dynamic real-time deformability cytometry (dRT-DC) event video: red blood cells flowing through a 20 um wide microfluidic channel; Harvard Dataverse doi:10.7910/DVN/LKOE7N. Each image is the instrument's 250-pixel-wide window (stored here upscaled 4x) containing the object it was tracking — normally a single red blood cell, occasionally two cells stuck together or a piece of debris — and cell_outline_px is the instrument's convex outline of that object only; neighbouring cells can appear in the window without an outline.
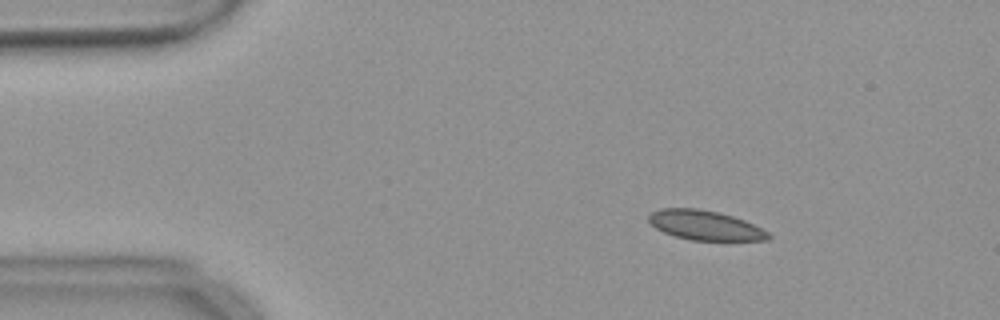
{"species": "common noctule bat (a hibernating species)", "species_latin": "Nyctalus noctula", "temperature_condition": "warm", "stored_images_in_passage": 8, "camera_frame_rate_fps": 3000, "um_per_image_px": 0.085, "animal": {"sex": "female", "body_mass_g": 18.4}, "frame": {"image": 1, "passage_image": 7, "time_ms": 2.0, "image_size_px": [1000, 320], "cell_outline_px": [[772, 236], [768, 240], [688, 240], [664, 232], [656, 228], [648, 220], [648, 216], [652, 212], [660, 208], [696, 208], [720, 212], [744, 220], [768, 232]], "centroid_in_image_um": [59.92, 19.14], "position_along_channel_um": 25.1, "area_um2": 20.52}}